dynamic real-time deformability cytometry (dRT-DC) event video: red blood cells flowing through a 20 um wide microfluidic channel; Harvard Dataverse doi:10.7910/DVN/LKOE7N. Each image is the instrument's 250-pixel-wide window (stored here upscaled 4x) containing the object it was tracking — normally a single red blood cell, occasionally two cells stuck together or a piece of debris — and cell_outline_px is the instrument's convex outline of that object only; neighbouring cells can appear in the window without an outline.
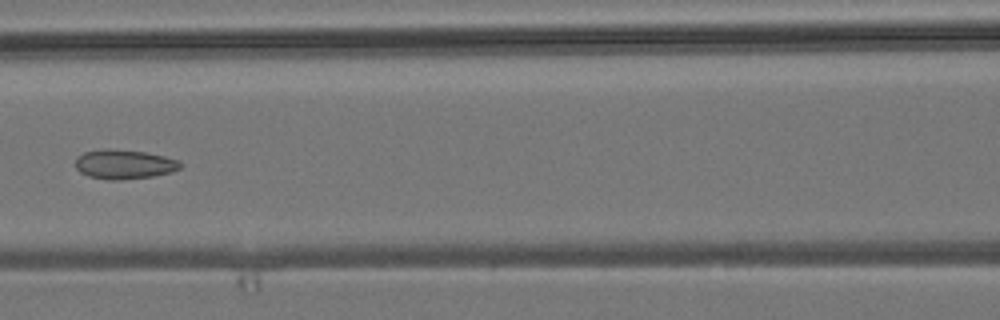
{"species": "common noctule bat (a hibernating species)", "species_latin": "Nyctalus noctula", "temperature_condition": "room temperature", "stored_images_in_passage": 7, "camera_frame_rate_fps": 3000, "um_per_image_px": 0.085, "animal": {"sex": "male", "body_mass_g": 19.2, "forearm_length_mm": 51.8}, "frame": {"image": 1, "passage_image": 6, "time_ms": 5.667, "image_size_px": [1000, 320], "cell_outline_px": [[180, 168], [172, 172], [152, 176], [120, 180], [108, 180], [88, 176], [80, 172], [76, 168], [76, 156], [84, 152], [108, 148], [144, 152], [164, 156], [180, 160]], "centroid_in_image_um": [10.54, 13.96], "position_along_channel_um": 156.1, "area_um2": 17.98}}
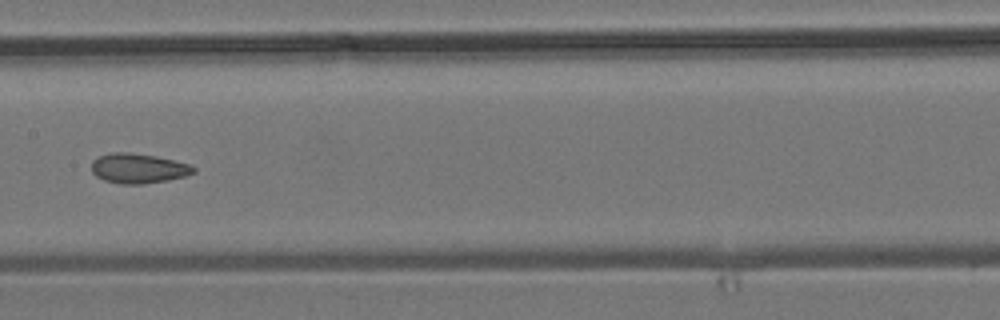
{"frame": {"image": 2, "passage_image": 7, "time_ms": 6.667, "image_size_px": [1000, 320], "cell_outline_px": [[196, 172], [184, 176], [168, 180], [140, 184], [120, 184], [104, 180], [96, 176], [92, 172], [92, 160], [100, 156], [112, 152], [128, 152], [156, 156], [192, 164], [196, 168]], "centroid_in_image_um": [11.78, 14.31], "position_along_channel_um": 195.6, "area_um2": 17.8}}